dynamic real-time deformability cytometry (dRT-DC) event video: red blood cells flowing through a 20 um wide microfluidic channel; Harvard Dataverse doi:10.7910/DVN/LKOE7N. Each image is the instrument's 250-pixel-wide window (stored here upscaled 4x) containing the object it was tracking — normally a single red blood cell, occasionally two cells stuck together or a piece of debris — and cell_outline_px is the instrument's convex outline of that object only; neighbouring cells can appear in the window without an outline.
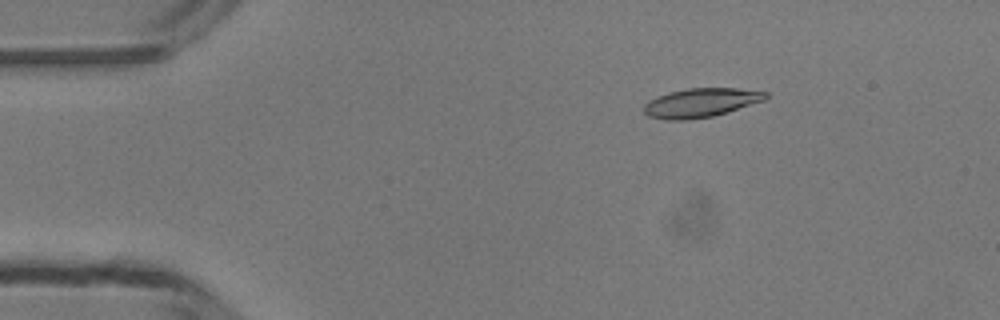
{"species": "common noctule bat (a hibernating species)", "species_latin": "Nyctalus noctula", "temperature_condition": "room temperature", "stored_images_in_passage": 49, "camera_frame_rate_fps": 3000, "um_per_image_px": 0.085, "animal": {"sex": "male", "body_mass_g": 13.3}, "frame": {"image": 1, "passage_image": 8, "time_ms": 2.333, "image_size_px": [1000, 320], "cell_outline_px": [[768, 96], [764, 100], [712, 116], [688, 120], [664, 120], [648, 116], [644, 112], [644, 104], [648, 100], [656, 96], [668, 92], [688, 88], [736, 88], [768, 92]], "centroid_in_image_um": [59.51, 8.73], "position_along_channel_um": 25.5, "area_um2": 20.52}}
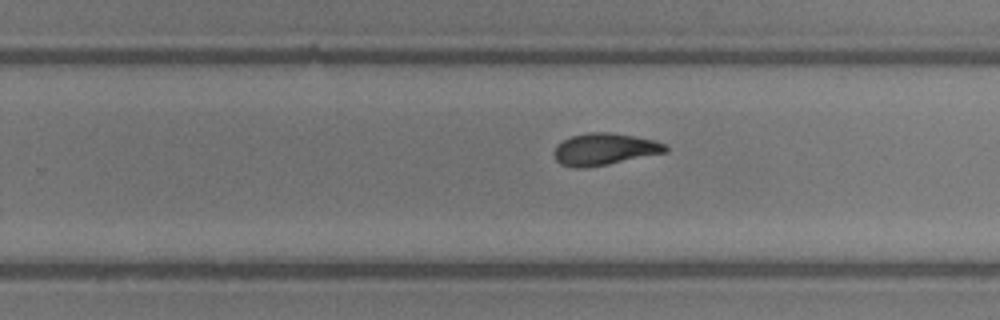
{"frame": {"image": 2, "passage_image": 31, "time_ms": 10.0, "image_size_px": [1000, 320], "cell_outline_px": [[668, 152], [588, 168], [572, 168], [560, 164], [552, 156], [552, 152], [556, 144], [572, 136], [592, 132], [608, 132], [656, 140], [664, 144], [668, 148]], "centroid_in_image_um": [51.34, 12.7], "position_along_channel_um": 278.5, "area_um2": 20.87}}
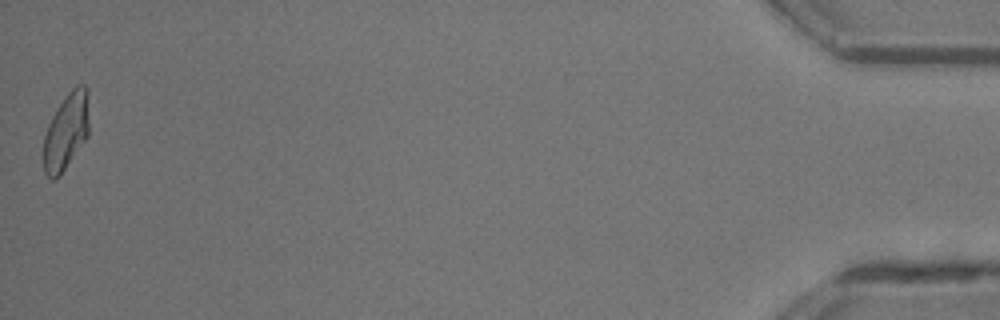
{"frame": {"image": 3, "passage_image": 49, "time_ms": 16.0, "image_size_px": [1000, 320], "cell_outline_px": [[88, 136], [60, 176], [52, 180], [44, 172], [40, 156], [44, 136], [48, 124], [56, 108], [68, 92], [76, 84], [84, 84], [88, 88]], "centroid_in_image_um": [5.58, 11.2], "position_along_channel_um": 429.6, "area_um2": 20.98}, "authors_computed_cell_mechanics": {"area_um2": 20.519, "velocity_mm_per_s": 4.2043, "shape_relaxation_time_tau1_ms": 4.5234, "shape_relaxation_time_tau2_ms": 2.5223, "deformation_change_tau1": 0.1884, "deformation_change_tau2": 0.1008}}